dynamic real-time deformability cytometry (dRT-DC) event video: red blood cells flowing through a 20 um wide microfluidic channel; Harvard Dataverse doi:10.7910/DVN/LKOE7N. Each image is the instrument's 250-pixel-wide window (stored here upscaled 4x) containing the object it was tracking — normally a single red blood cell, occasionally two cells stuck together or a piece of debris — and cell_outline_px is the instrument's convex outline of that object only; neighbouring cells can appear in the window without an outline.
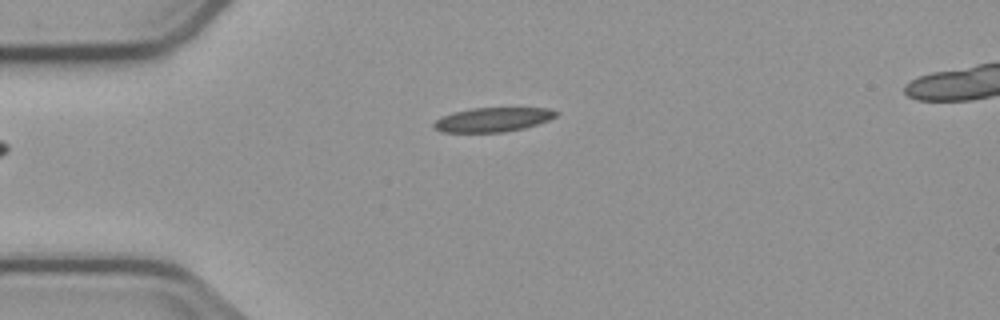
{"species": "common noctule bat (a hibernating species)", "species_latin": "Nyctalus noctula", "temperature_condition": "cold", "stored_images_in_passage": 4, "camera_frame_rate_fps": 3000, "um_per_image_px": 0.085, "animal": {"sex": "male", "body_mass_g": 23.1, "forearm_length_mm": 52.7}, "frame": {"image": 1, "passage_image": 1, "time_ms": 0.0, "image_size_px": [1000, 320], "cell_outline_px": [[556, 116], [548, 120], [524, 128], [504, 132], [440, 132], [432, 124], [436, 120], [444, 116], [456, 112], [472, 108], [548, 108], [556, 112]], "centroid_in_image_um": [41.88, 10.17], "position_along_channel_um": 43.1, "area_um2": 16.94}}
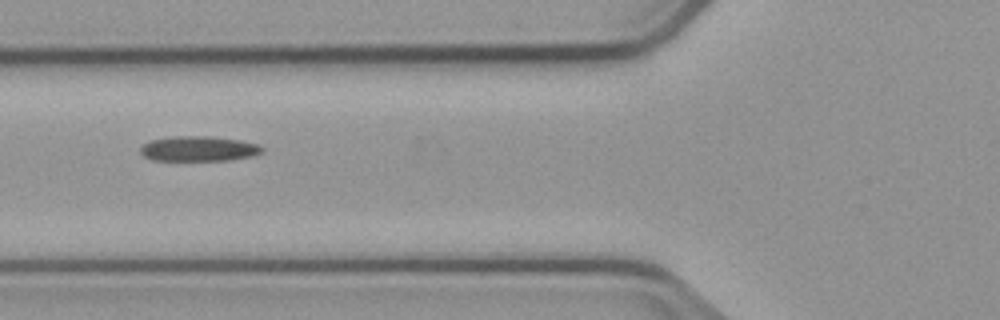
{"frame": {"image": 2, "passage_image": 3, "time_ms": 2.333, "image_size_px": [1000, 320], "cell_outline_px": [[264, 148], [260, 152], [252, 156], [228, 160], [152, 160], [144, 156], [140, 152], [140, 148], [144, 144], [152, 140], [176, 136], [212, 136], [240, 140], [260, 144]], "centroid_in_image_um": [16.91, 12.63], "position_along_channel_um": 108.9, "area_um2": 17.69}}
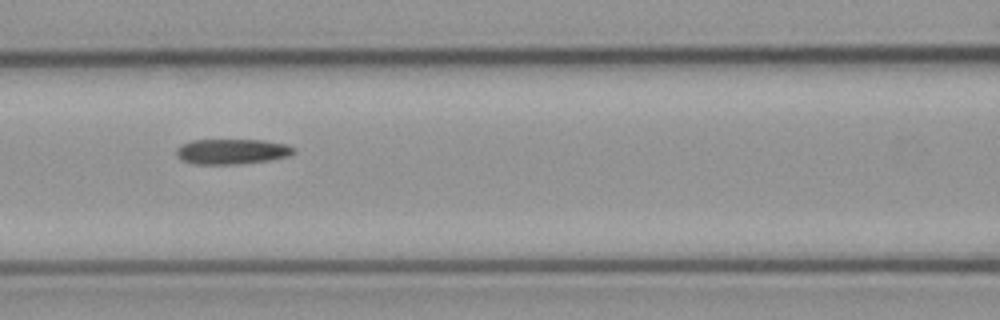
{"frame": {"image": 3, "passage_image": 4, "time_ms": 3.333, "image_size_px": [1000, 320], "cell_outline_px": [[296, 152], [288, 156], [272, 160], [236, 164], [196, 164], [184, 160], [176, 152], [176, 148], [180, 144], [192, 140], [264, 140], [288, 144], [296, 148]], "centroid_in_image_um": [19.78, 12.87], "position_along_channel_um": 146.8, "area_um2": 17.34}}